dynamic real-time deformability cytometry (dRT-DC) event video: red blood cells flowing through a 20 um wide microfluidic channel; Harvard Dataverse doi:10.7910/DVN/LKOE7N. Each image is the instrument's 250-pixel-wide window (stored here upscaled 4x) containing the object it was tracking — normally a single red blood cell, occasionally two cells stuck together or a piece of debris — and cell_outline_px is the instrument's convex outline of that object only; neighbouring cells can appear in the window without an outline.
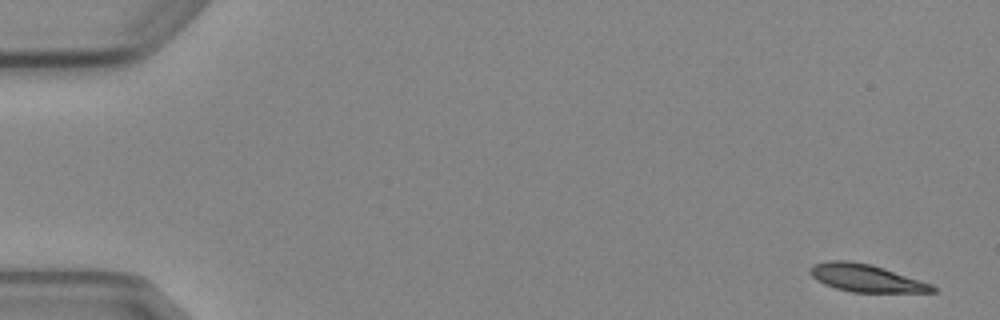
{"species": "Egyptian fruit bat (a non-hibernating species)", "species_latin": "Rousettus aegyptiacus", "temperature_condition": "cold", "stored_images_in_passage": 5, "camera_frame_rate_fps": 3000, "um_per_image_px": 0.085, "animal": {"sex": "female"}, "frame": {"image": 1, "passage_image": 1, "time_ms": 0.0, "image_size_px": [1000, 320], "cell_outline_px": [[936, 292], [852, 292], [836, 288], [824, 284], [816, 280], [808, 272], [808, 268], [812, 264], [828, 260], [848, 260], [872, 264], [932, 284], [936, 288]], "centroid_in_image_um": [73.56, 23.62], "position_along_channel_um": 11.4, "area_um2": 19.77}}
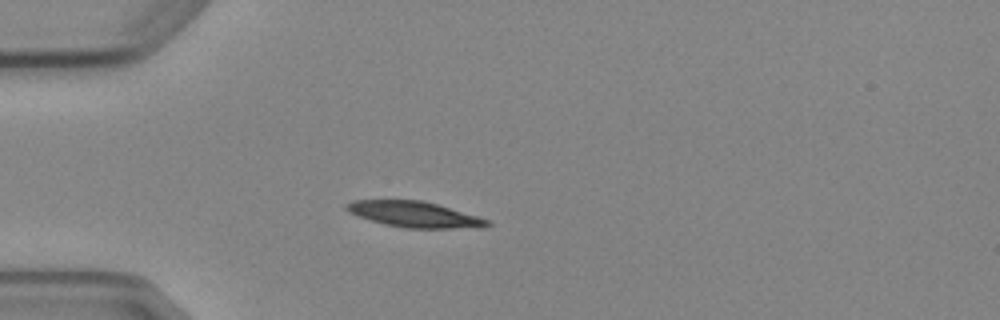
{"frame": {"image": 2, "passage_image": 4, "time_ms": 4.333, "image_size_px": [1000, 320], "cell_outline_px": [[492, 224], [484, 228], [404, 228], [384, 224], [348, 212], [344, 208], [344, 204], [352, 200], [420, 200], [436, 204], [476, 216], [488, 220]], "centroid_in_image_um": [35.2, 18.23], "position_along_channel_um": 49.8, "area_um2": 20.98}}